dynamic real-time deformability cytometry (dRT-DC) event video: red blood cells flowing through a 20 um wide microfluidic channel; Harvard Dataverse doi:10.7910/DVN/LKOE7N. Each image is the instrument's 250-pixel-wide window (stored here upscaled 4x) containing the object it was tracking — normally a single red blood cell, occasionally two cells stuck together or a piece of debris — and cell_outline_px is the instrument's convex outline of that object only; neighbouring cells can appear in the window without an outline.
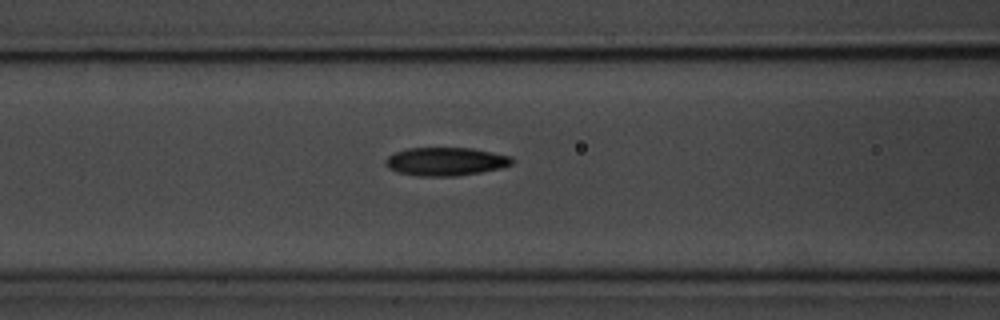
{"species": "common noctule bat (a hibernating species)", "species_latin": "Nyctalus noctula", "temperature_condition": "room temperature", "stored_images_in_passage": 4, "camera_frame_rate_fps": 3000, "um_per_image_px": 0.085, "animal": {"sex": "male", "body_mass_g": 20.1, "forearm_length_mm": 53.5}, "frame": {"image": 1, "passage_image": 4, "time_ms": 4.333, "image_size_px": [1000, 320], "cell_outline_px": [[512, 164], [500, 168], [480, 172], [456, 176], [416, 176], [396, 172], [388, 168], [384, 164], [388, 156], [396, 152], [408, 148], [472, 148], [512, 156]], "centroid_in_image_um": [37.86, 13.73], "position_along_channel_um": 128.7, "area_um2": 20.87}}